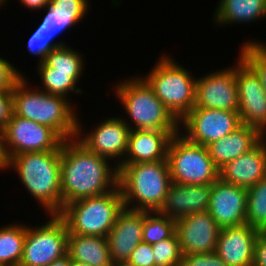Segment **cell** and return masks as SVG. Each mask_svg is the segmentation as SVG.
Listing matches in <instances>:
<instances>
[{
  "instance_id": "8992f818",
  "label": "cell",
  "mask_w": 266,
  "mask_h": 266,
  "mask_svg": "<svg viewBox=\"0 0 266 266\" xmlns=\"http://www.w3.org/2000/svg\"><path fill=\"white\" fill-rule=\"evenodd\" d=\"M154 67L141 77L155 96L180 122L195 105L196 79L192 70L180 65L171 55L158 57ZM190 70V71H189Z\"/></svg>"
},
{
  "instance_id": "f35d334b",
  "label": "cell",
  "mask_w": 266,
  "mask_h": 266,
  "mask_svg": "<svg viewBox=\"0 0 266 266\" xmlns=\"http://www.w3.org/2000/svg\"><path fill=\"white\" fill-rule=\"evenodd\" d=\"M10 156L7 152L5 134L0 130V171L9 170Z\"/></svg>"
},
{
  "instance_id": "8fae6325",
  "label": "cell",
  "mask_w": 266,
  "mask_h": 266,
  "mask_svg": "<svg viewBox=\"0 0 266 266\" xmlns=\"http://www.w3.org/2000/svg\"><path fill=\"white\" fill-rule=\"evenodd\" d=\"M242 125L238 112L193 108L180 122L179 133L190 142L207 146Z\"/></svg>"
},
{
  "instance_id": "83f0119b",
  "label": "cell",
  "mask_w": 266,
  "mask_h": 266,
  "mask_svg": "<svg viewBox=\"0 0 266 266\" xmlns=\"http://www.w3.org/2000/svg\"><path fill=\"white\" fill-rule=\"evenodd\" d=\"M246 224L260 232L266 229V177L247 189Z\"/></svg>"
},
{
  "instance_id": "74e56055",
  "label": "cell",
  "mask_w": 266,
  "mask_h": 266,
  "mask_svg": "<svg viewBox=\"0 0 266 266\" xmlns=\"http://www.w3.org/2000/svg\"><path fill=\"white\" fill-rule=\"evenodd\" d=\"M253 266H266V234L260 232L254 245Z\"/></svg>"
},
{
  "instance_id": "ba28073f",
  "label": "cell",
  "mask_w": 266,
  "mask_h": 266,
  "mask_svg": "<svg viewBox=\"0 0 266 266\" xmlns=\"http://www.w3.org/2000/svg\"><path fill=\"white\" fill-rule=\"evenodd\" d=\"M167 161L173 183L206 185L219 178V169L207 148L190 142L179 132L170 140Z\"/></svg>"
},
{
  "instance_id": "ac0fdd59",
  "label": "cell",
  "mask_w": 266,
  "mask_h": 266,
  "mask_svg": "<svg viewBox=\"0 0 266 266\" xmlns=\"http://www.w3.org/2000/svg\"><path fill=\"white\" fill-rule=\"evenodd\" d=\"M212 184L171 183L158 213L173 220L209 209Z\"/></svg>"
},
{
  "instance_id": "277c9868",
  "label": "cell",
  "mask_w": 266,
  "mask_h": 266,
  "mask_svg": "<svg viewBox=\"0 0 266 266\" xmlns=\"http://www.w3.org/2000/svg\"><path fill=\"white\" fill-rule=\"evenodd\" d=\"M117 168L125 208L158 211L172 183L168 161L119 165Z\"/></svg>"
},
{
  "instance_id": "484cf974",
  "label": "cell",
  "mask_w": 266,
  "mask_h": 266,
  "mask_svg": "<svg viewBox=\"0 0 266 266\" xmlns=\"http://www.w3.org/2000/svg\"><path fill=\"white\" fill-rule=\"evenodd\" d=\"M37 74L39 75L40 85L36 87L52 95H59L71 100V93L83 94V89L78 86L80 78H83V71H63L54 70L44 62L37 63ZM40 87V88H39Z\"/></svg>"
},
{
  "instance_id": "f6af8a7d",
  "label": "cell",
  "mask_w": 266,
  "mask_h": 266,
  "mask_svg": "<svg viewBox=\"0 0 266 266\" xmlns=\"http://www.w3.org/2000/svg\"><path fill=\"white\" fill-rule=\"evenodd\" d=\"M11 266H28V265H25V264H23V263H16V264H14V265H11Z\"/></svg>"
},
{
  "instance_id": "4dcf8cb0",
  "label": "cell",
  "mask_w": 266,
  "mask_h": 266,
  "mask_svg": "<svg viewBox=\"0 0 266 266\" xmlns=\"http://www.w3.org/2000/svg\"><path fill=\"white\" fill-rule=\"evenodd\" d=\"M239 47V57L257 75L261 85H266V42L249 39Z\"/></svg>"
},
{
  "instance_id": "60d3db41",
  "label": "cell",
  "mask_w": 266,
  "mask_h": 266,
  "mask_svg": "<svg viewBox=\"0 0 266 266\" xmlns=\"http://www.w3.org/2000/svg\"><path fill=\"white\" fill-rule=\"evenodd\" d=\"M72 260L70 259L69 255L66 254L61 258L55 259L52 263L48 266H71Z\"/></svg>"
},
{
  "instance_id": "44dd1931",
  "label": "cell",
  "mask_w": 266,
  "mask_h": 266,
  "mask_svg": "<svg viewBox=\"0 0 266 266\" xmlns=\"http://www.w3.org/2000/svg\"><path fill=\"white\" fill-rule=\"evenodd\" d=\"M266 177V136L250 151L219 169V178L246 189Z\"/></svg>"
},
{
  "instance_id": "603a6c76",
  "label": "cell",
  "mask_w": 266,
  "mask_h": 266,
  "mask_svg": "<svg viewBox=\"0 0 266 266\" xmlns=\"http://www.w3.org/2000/svg\"><path fill=\"white\" fill-rule=\"evenodd\" d=\"M265 136L256 128L242 124L233 132L206 146L218 169L254 148Z\"/></svg>"
},
{
  "instance_id": "5bb4252c",
  "label": "cell",
  "mask_w": 266,
  "mask_h": 266,
  "mask_svg": "<svg viewBox=\"0 0 266 266\" xmlns=\"http://www.w3.org/2000/svg\"><path fill=\"white\" fill-rule=\"evenodd\" d=\"M235 80L241 122L266 136V95L257 75L240 58L235 60Z\"/></svg>"
},
{
  "instance_id": "6da1fadb",
  "label": "cell",
  "mask_w": 266,
  "mask_h": 266,
  "mask_svg": "<svg viewBox=\"0 0 266 266\" xmlns=\"http://www.w3.org/2000/svg\"><path fill=\"white\" fill-rule=\"evenodd\" d=\"M118 186V168L89 151L76 138L61 145L63 207L75 200L104 195Z\"/></svg>"
},
{
  "instance_id": "d590c367",
  "label": "cell",
  "mask_w": 266,
  "mask_h": 266,
  "mask_svg": "<svg viewBox=\"0 0 266 266\" xmlns=\"http://www.w3.org/2000/svg\"><path fill=\"white\" fill-rule=\"evenodd\" d=\"M90 2L89 0H51V7L63 11L69 10L83 21L92 5Z\"/></svg>"
},
{
  "instance_id": "9c48e42d",
  "label": "cell",
  "mask_w": 266,
  "mask_h": 266,
  "mask_svg": "<svg viewBox=\"0 0 266 266\" xmlns=\"http://www.w3.org/2000/svg\"><path fill=\"white\" fill-rule=\"evenodd\" d=\"M43 224L28 225L21 263L28 266H48L67 254L68 228L58 214H49Z\"/></svg>"
},
{
  "instance_id": "bcb514c9",
  "label": "cell",
  "mask_w": 266,
  "mask_h": 266,
  "mask_svg": "<svg viewBox=\"0 0 266 266\" xmlns=\"http://www.w3.org/2000/svg\"><path fill=\"white\" fill-rule=\"evenodd\" d=\"M262 88H263L265 95H266V85H262Z\"/></svg>"
},
{
  "instance_id": "7bdbcfd3",
  "label": "cell",
  "mask_w": 266,
  "mask_h": 266,
  "mask_svg": "<svg viewBox=\"0 0 266 266\" xmlns=\"http://www.w3.org/2000/svg\"><path fill=\"white\" fill-rule=\"evenodd\" d=\"M113 266H134V265H131L128 262H118L115 263Z\"/></svg>"
},
{
  "instance_id": "e575fe53",
  "label": "cell",
  "mask_w": 266,
  "mask_h": 266,
  "mask_svg": "<svg viewBox=\"0 0 266 266\" xmlns=\"http://www.w3.org/2000/svg\"><path fill=\"white\" fill-rule=\"evenodd\" d=\"M127 262L134 266H155L152 245L145 242L139 243Z\"/></svg>"
},
{
  "instance_id": "836d02e7",
  "label": "cell",
  "mask_w": 266,
  "mask_h": 266,
  "mask_svg": "<svg viewBox=\"0 0 266 266\" xmlns=\"http://www.w3.org/2000/svg\"><path fill=\"white\" fill-rule=\"evenodd\" d=\"M181 266H227L215 253L182 255Z\"/></svg>"
},
{
  "instance_id": "d4e9b609",
  "label": "cell",
  "mask_w": 266,
  "mask_h": 266,
  "mask_svg": "<svg viewBox=\"0 0 266 266\" xmlns=\"http://www.w3.org/2000/svg\"><path fill=\"white\" fill-rule=\"evenodd\" d=\"M67 254L71 260L86 263L89 266L114 265L107 238L103 236L69 234Z\"/></svg>"
},
{
  "instance_id": "2e32d148",
  "label": "cell",
  "mask_w": 266,
  "mask_h": 266,
  "mask_svg": "<svg viewBox=\"0 0 266 266\" xmlns=\"http://www.w3.org/2000/svg\"><path fill=\"white\" fill-rule=\"evenodd\" d=\"M247 189L218 178L210 193L208 212L221 229L246 223Z\"/></svg>"
},
{
  "instance_id": "e0dca14e",
  "label": "cell",
  "mask_w": 266,
  "mask_h": 266,
  "mask_svg": "<svg viewBox=\"0 0 266 266\" xmlns=\"http://www.w3.org/2000/svg\"><path fill=\"white\" fill-rule=\"evenodd\" d=\"M46 15H44L40 25L29 37L27 50L31 55L38 57L37 63L43 62L44 56L53 48L66 45L63 40H55L63 32L80 24L82 20L69 10L63 11L58 8L46 7ZM78 23V24H77Z\"/></svg>"
},
{
  "instance_id": "7c38bea8",
  "label": "cell",
  "mask_w": 266,
  "mask_h": 266,
  "mask_svg": "<svg viewBox=\"0 0 266 266\" xmlns=\"http://www.w3.org/2000/svg\"><path fill=\"white\" fill-rule=\"evenodd\" d=\"M4 134L10 157L19 153L56 151L64 141L52 128L14 113Z\"/></svg>"
},
{
  "instance_id": "cb8c5ba5",
  "label": "cell",
  "mask_w": 266,
  "mask_h": 266,
  "mask_svg": "<svg viewBox=\"0 0 266 266\" xmlns=\"http://www.w3.org/2000/svg\"><path fill=\"white\" fill-rule=\"evenodd\" d=\"M213 13L215 27L245 25L266 18V0H219Z\"/></svg>"
},
{
  "instance_id": "4fadbf2b",
  "label": "cell",
  "mask_w": 266,
  "mask_h": 266,
  "mask_svg": "<svg viewBox=\"0 0 266 266\" xmlns=\"http://www.w3.org/2000/svg\"><path fill=\"white\" fill-rule=\"evenodd\" d=\"M199 77L196 79L194 108L239 112L235 64L232 67L211 70Z\"/></svg>"
},
{
  "instance_id": "ee69618b",
  "label": "cell",
  "mask_w": 266,
  "mask_h": 266,
  "mask_svg": "<svg viewBox=\"0 0 266 266\" xmlns=\"http://www.w3.org/2000/svg\"><path fill=\"white\" fill-rule=\"evenodd\" d=\"M7 2L8 0H0V8L2 9V6L5 7L4 5L8 4Z\"/></svg>"
},
{
  "instance_id": "8d00e7d4",
  "label": "cell",
  "mask_w": 266,
  "mask_h": 266,
  "mask_svg": "<svg viewBox=\"0 0 266 266\" xmlns=\"http://www.w3.org/2000/svg\"><path fill=\"white\" fill-rule=\"evenodd\" d=\"M14 113L12 91L0 92V130L4 131Z\"/></svg>"
},
{
  "instance_id": "1f68e13d",
  "label": "cell",
  "mask_w": 266,
  "mask_h": 266,
  "mask_svg": "<svg viewBox=\"0 0 266 266\" xmlns=\"http://www.w3.org/2000/svg\"><path fill=\"white\" fill-rule=\"evenodd\" d=\"M155 266H181L182 252L175 232L170 238L152 245Z\"/></svg>"
},
{
  "instance_id": "ffe728a7",
  "label": "cell",
  "mask_w": 266,
  "mask_h": 266,
  "mask_svg": "<svg viewBox=\"0 0 266 266\" xmlns=\"http://www.w3.org/2000/svg\"><path fill=\"white\" fill-rule=\"evenodd\" d=\"M259 230L248 224L220 230L215 253L227 266H253Z\"/></svg>"
},
{
  "instance_id": "7a4b0ae2",
  "label": "cell",
  "mask_w": 266,
  "mask_h": 266,
  "mask_svg": "<svg viewBox=\"0 0 266 266\" xmlns=\"http://www.w3.org/2000/svg\"><path fill=\"white\" fill-rule=\"evenodd\" d=\"M29 83L23 75L12 89L14 114L52 128L63 140L76 138L79 116L73 102Z\"/></svg>"
},
{
  "instance_id": "52a82bcc",
  "label": "cell",
  "mask_w": 266,
  "mask_h": 266,
  "mask_svg": "<svg viewBox=\"0 0 266 266\" xmlns=\"http://www.w3.org/2000/svg\"><path fill=\"white\" fill-rule=\"evenodd\" d=\"M124 207L120 187L117 186L104 195L72 201L58 215L66 222L69 234L107 238Z\"/></svg>"
},
{
  "instance_id": "d6a6232c",
  "label": "cell",
  "mask_w": 266,
  "mask_h": 266,
  "mask_svg": "<svg viewBox=\"0 0 266 266\" xmlns=\"http://www.w3.org/2000/svg\"><path fill=\"white\" fill-rule=\"evenodd\" d=\"M0 54V92L12 91L15 83L25 75L21 70L11 64L7 58H2Z\"/></svg>"
},
{
  "instance_id": "d6986e66",
  "label": "cell",
  "mask_w": 266,
  "mask_h": 266,
  "mask_svg": "<svg viewBox=\"0 0 266 266\" xmlns=\"http://www.w3.org/2000/svg\"><path fill=\"white\" fill-rule=\"evenodd\" d=\"M144 211L125 208L107 236L113 263L127 262L136 246L143 242Z\"/></svg>"
},
{
  "instance_id": "9a60e30c",
  "label": "cell",
  "mask_w": 266,
  "mask_h": 266,
  "mask_svg": "<svg viewBox=\"0 0 266 266\" xmlns=\"http://www.w3.org/2000/svg\"><path fill=\"white\" fill-rule=\"evenodd\" d=\"M220 230L208 211L176 220V232L182 255L215 252Z\"/></svg>"
},
{
  "instance_id": "4316f807",
  "label": "cell",
  "mask_w": 266,
  "mask_h": 266,
  "mask_svg": "<svg viewBox=\"0 0 266 266\" xmlns=\"http://www.w3.org/2000/svg\"><path fill=\"white\" fill-rule=\"evenodd\" d=\"M25 237L26 224L23 222L15 221L0 227V266L20 263Z\"/></svg>"
},
{
  "instance_id": "ab89813d",
  "label": "cell",
  "mask_w": 266,
  "mask_h": 266,
  "mask_svg": "<svg viewBox=\"0 0 266 266\" xmlns=\"http://www.w3.org/2000/svg\"><path fill=\"white\" fill-rule=\"evenodd\" d=\"M20 4L24 6V8L26 9H30V10H42L44 11V9L46 7L51 6V0H19Z\"/></svg>"
},
{
  "instance_id": "5b68a950",
  "label": "cell",
  "mask_w": 266,
  "mask_h": 266,
  "mask_svg": "<svg viewBox=\"0 0 266 266\" xmlns=\"http://www.w3.org/2000/svg\"><path fill=\"white\" fill-rule=\"evenodd\" d=\"M138 75L119 80L111 88L125 111L124 116H120L130 130L179 131V122L155 96L147 82Z\"/></svg>"
},
{
  "instance_id": "30bf717a",
  "label": "cell",
  "mask_w": 266,
  "mask_h": 266,
  "mask_svg": "<svg viewBox=\"0 0 266 266\" xmlns=\"http://www.w3.org/2000/svg\"><path fill=\"white\" fill-rule=\"evenodd\" d=\"M104 119L86 131L79 118L76 139L89 151L105 157L118 167L127 152L130 128L120 115Z\"/></svg>"
},
{
  "instance_id": "3957f363",
  "label": "cell",
  "mask_w": 266,
  "mask_h": 266,
  "mask_svg": "<svg viewBox=\"0 0 266 266\" xmlns=\"http://www.w3.org/2000/svg\"><path fill=\"white\" fill-rule=\"evenodd\" d=\"M17 173L27 194L38 202L43 213L63 210L61 191V147L56 151L19 153L10 157L9 170Z\"/></svg>"
},
{
  "instance_id": "f1b7e54d",
  "label": "cell",
  "mask_w": 266,
  "mask_h": 266,
  "mask_svg": "<svg viewBox=\"0 0 266 266\" xmlns=\"http://www.w3.org/2000/svg\"><path fill=\"white\" fill-rule=\"evenodd\" d=\"M176 232V221L165 215L144 211L142 240L153 245L170 238Z\"/></svg>"
},
{
  "instance_id": "b9f144b4",
  "label": "cell",
  "mask_w": 266,
  "mask_h": 266,
  "mask_svg": "<svg viewBox=\"0 0 266 266\" xmlns=\"http://www.w3.org/2000/svg\"><path fill=\"white\" fill-rule=\"evenodd\" d=\"M71 266H89L88 264L86 263H81V262H78V261H73L71 262Z\"/></svg>"
},
{
  "instance_id": "7402d4cb",
  "label": "cell",
  "mask_w": 266,
  "mask_h": 266,
  "mask_svg": "<svg viewBox=\"0 0 266 266\" xmlns=\"http://www.w3.org/2000/svg\"><path fill=\"white\" fill-rule=\"evenodd\" d=\"M178 132L130 130L127 152L120 165L167 160L170 140Z\"/></svg>"
},
{
  "instance_id": "f546056e",
  "label": "cell",
  "mask_w": 266,
  "mask_h": 266,
  "mask_svg": "<svg viewBox=\"0 0 266 266\" xmlns=\"http://www.w3.org/2000/svg\"><path fill=\"white\" fill-rule=\"evenodd\" d=\"M68 45L69 43L47 52L43 62L54 70L85 71V56L81 54L82 51Z\"/></svg>"
}]
</instances>
